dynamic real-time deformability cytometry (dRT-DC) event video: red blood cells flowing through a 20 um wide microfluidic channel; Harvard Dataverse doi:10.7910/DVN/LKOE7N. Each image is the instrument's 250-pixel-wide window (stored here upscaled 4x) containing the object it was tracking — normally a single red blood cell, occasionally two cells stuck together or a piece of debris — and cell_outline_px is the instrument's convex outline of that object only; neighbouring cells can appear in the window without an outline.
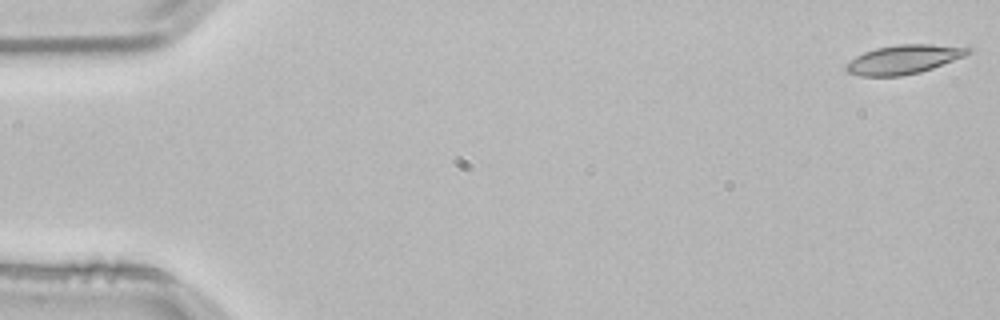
{"species": "common noctule bat (a hibernating species)", "species_latin": "Nyctalus noctula", "temperature_condition": "room temperature", "stored_images_in_passage": 53, "camera_frame_rate_fps": 3000, "um_per_image_px": 0.085, "animal": {"sex": "male", "body_mass_g": 21.5, "forearm_length_mm": 52.0}, "frame": {"image": 1, "passage_image": 1, "time_ms": 0.0, "image_size_px": [1000, 320], "cell_outline_px": [[972, 52], [964, 56], [932, 68], [920, 72], [900, 76], [860, 76], [848, 72], [844, 68], [856, 56], [864, 52], [876, 48], [900, 44], [928, 44], [972, 48]], "centroid_in_image_um": [76.81, 5.05], "position_along_channel_um": 8.2, "area_um2": 20.29}}
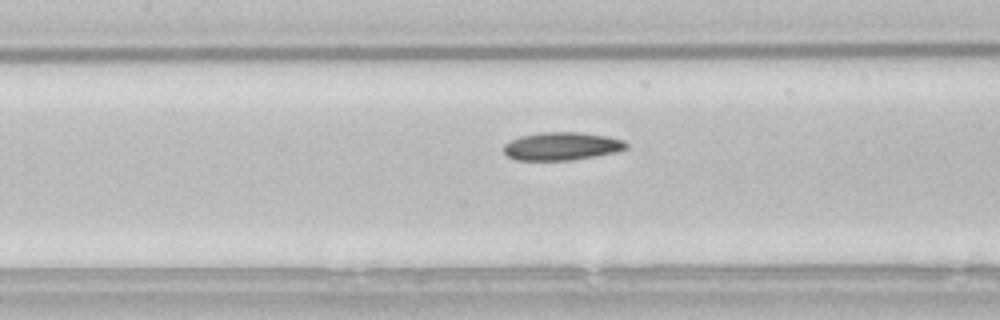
{"frame": {"image": 2, "passage_image": 24, "time_ms": 7.667, "image_size_px": [1000, 320], "cell_outline_px": [[628, 148], [616, 152], [572, 160], [516, 160], [508, 156], [504, 152], [504, 144], [520, 136], [544, 132], [580, 132], [608, 136], [624, 140], [628, 144]], "centroid_in_image_um": [47.78, 12.42], "position_along_channel_um": 159.6, "area_um2": 20.0}}
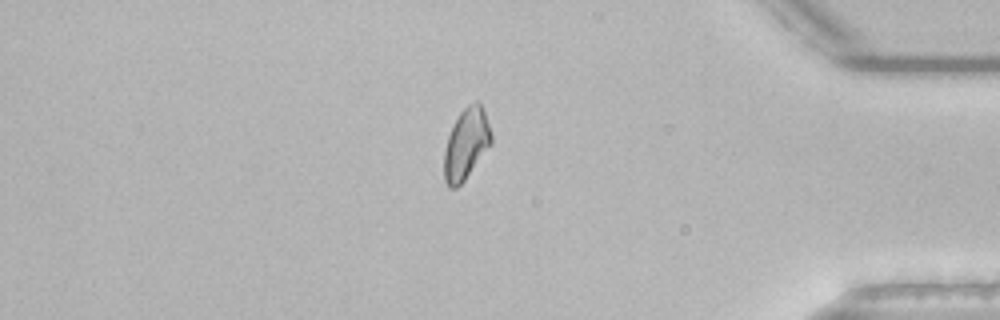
{"frame": {"image": 3, "passage_image": 45, "time_ms": 14.667, "image_size_px": [1000, 320], "cell_outline_px": [[492, 144], [464, 180], [456, 188], [448, 188], [444, 180], [444, 152], [448, 136], [460, 112], [468, 104], [476, 100], [480, 104], [484, 112], [492, 136]], "centroid_in_image_um": [39.62, 12.26], "position_along_channel_um": 395.6, "area_um2": 19.31}}